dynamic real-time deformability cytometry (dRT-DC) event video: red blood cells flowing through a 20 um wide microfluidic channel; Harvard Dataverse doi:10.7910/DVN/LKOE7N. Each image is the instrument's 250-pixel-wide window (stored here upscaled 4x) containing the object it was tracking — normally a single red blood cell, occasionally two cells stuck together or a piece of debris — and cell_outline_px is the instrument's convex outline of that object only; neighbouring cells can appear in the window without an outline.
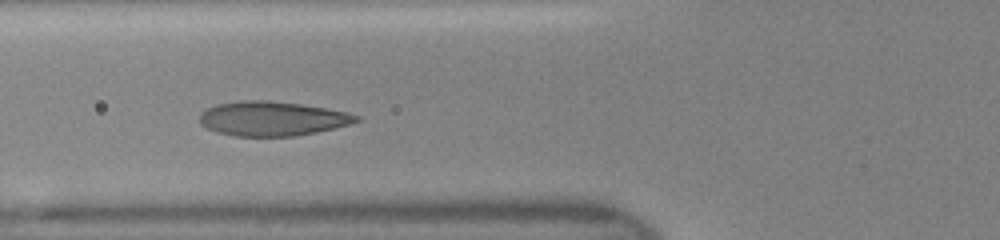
{"species": "human", "species_latin": "Homo sapiens", "temperature_condition": "room temperature", "stored_images_in_passage": 24, "camera_frame_rate_fps": 3000, "um_per_image_px": 0.085, "donor": {"sex": "female"}, "frame": {"image": 1, "passage_image": 3, "time_ms": 0.667, "image_size_px": [1000, 240], "cell_outline_px": [[360, 120], [348, 124], [316, 132], [292, 136], [236, 136], [216, 132], [200, 124], [200, 116], [208, 108], [216, 104], [240, 100], [268, 100], [300, 104], [324, 108], [344, 112], [360, 116]], "centroid_in_image_um": [23.1, 10.08], "position_along_channel_um": 102.7, "area_um2": 31.04}}
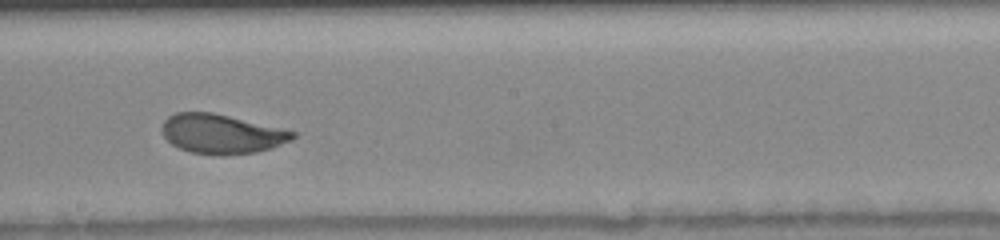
{"frame": {"image": 2, "passage_image": 12, "time_ms": 3.667, "image_size_px": [1000, 240], "cell_outline_px": [[296, 136], [292, 140], [272, 148], [256, 152], [220, 156], [216, 156], [192, 152], [180, 148], [172, 144], [164, 136], [160, 128], [164, 120], [168, 116], [176, 112], [212, 112], [296, 132]], "centroid_in_image_um": [18.81, 11.39], "position_along_channel_um": 229.4, "area_um2": 30.0}}
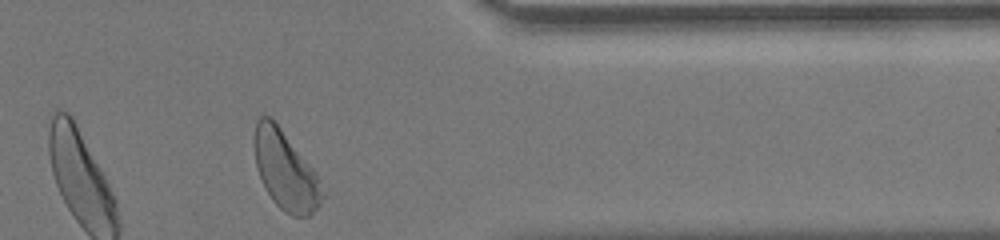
{"frame": {"image": 3, "passage_image": 24, "time_ms": 7.667, "image_size_px": [1000, 240], "cell_outline_px": [[324, 196], [320, 204], [308, 216], [292, 216], [284, 212], [276, 204], [268, 192], [256, 168], [256, 120], [260, 116], [272, 116], [316, 172], [324, 192]], "centroid_in_image_um": [24.29, 14.49], "position_along_channel_um": 387.1, "area_um2": 30.63}}